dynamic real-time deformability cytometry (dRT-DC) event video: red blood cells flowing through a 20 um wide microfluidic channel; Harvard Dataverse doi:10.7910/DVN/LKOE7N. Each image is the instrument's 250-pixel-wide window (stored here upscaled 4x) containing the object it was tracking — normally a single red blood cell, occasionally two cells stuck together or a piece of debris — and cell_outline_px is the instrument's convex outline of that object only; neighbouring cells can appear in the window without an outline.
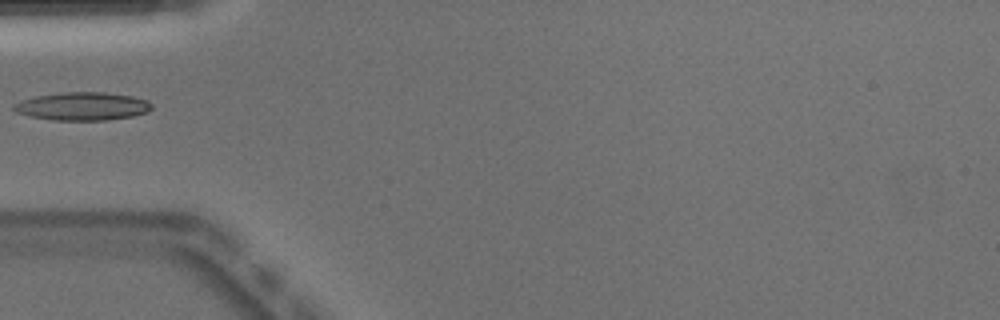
{"species": "Egyptian fruit bat (a non-hibernating species)", "species_latin": "Rousettus aegyptiacus", "temperature_condition": "warm", "stored_images_in_passage": 3, "camera_frame_rate_fps": 3000, "um_per_image_px": 0.085, "animal": {"sex": "male"}, "frame": {"image": 1, "passage_image": 1, "time_ms": 0.0, "image_size_px": [1000, 320], "cell_outline_px": [[152, 108], [148, 112], [132, 116], [108, 120], [52, 120], [32, 116], [16, 112], [12, 108], [12, 104], [36, 96], [64, 92], [104, 92], [132, 96], [148, 100], [152, 104]], "centroid_in_image_um": [7.04, 9.03], "position_along_channel_um": 78.0, "area_um2": 22.54}}